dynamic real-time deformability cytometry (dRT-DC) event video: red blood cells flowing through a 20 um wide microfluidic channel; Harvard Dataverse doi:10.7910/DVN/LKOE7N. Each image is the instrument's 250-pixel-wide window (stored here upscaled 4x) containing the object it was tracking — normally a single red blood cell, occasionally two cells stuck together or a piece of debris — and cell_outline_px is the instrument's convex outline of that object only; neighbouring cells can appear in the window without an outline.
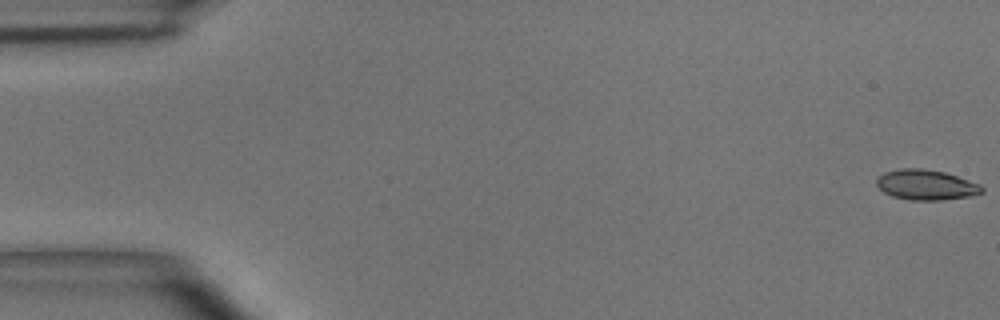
{"species": "common noctule bat (a hibernating species)", "species_latin": "Nyctalus noctula", "temperature_condition": "room temperature", "stored_images_in_passage": 51, "camera_frame_rate_fps": 3000, "um_per_image_px": 0.085, "animal": {"sex": "male", "body_mass_g": 15.6}, "frame": {"image": 1, "passage_image": 1, "time_ms": 0.0, "image_size_px": [1000, 320], "cell_outline_px": [[984, 192], [972, 196], [944, 200], [912, 200], [892, 196], [884, 192], [876, 184], [876, 180], [884, 172], [900, 168], [924, 168], [944, 172], [980, 184], [984, 188]], "centroid_in_image_um": [78.74, 15.71], "position_along_channel_um": 6.3, "area_um2": 18.61}}
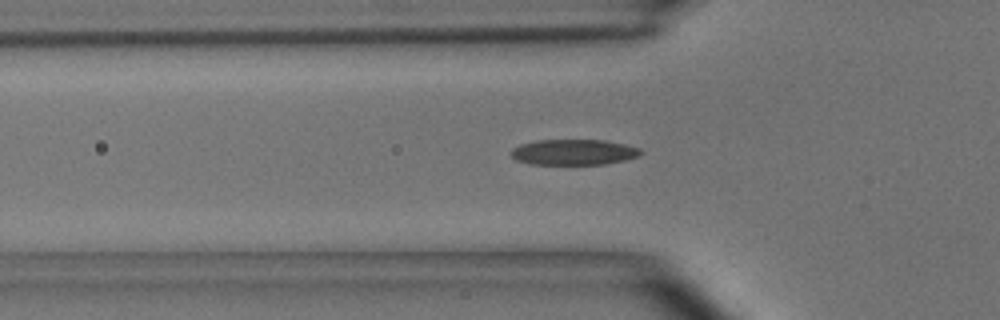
{"frame": {"image": 2, "passage_image": 17, "time_ms": 5.333, "image_size_px": [1000, 320], "cell_outline_px": [[644, 152], [640, 156], [624, 160], [604, 164], [532, 164], [516, 160], [512, 156], [512, 148], [520, 144], [536, 140], [604, 140], [624, 144], [640, 148]], "centroid_in_image_um": [48.79, 12.93], "position_along_channel_um": 77.0, "area_um2": 19.36}}
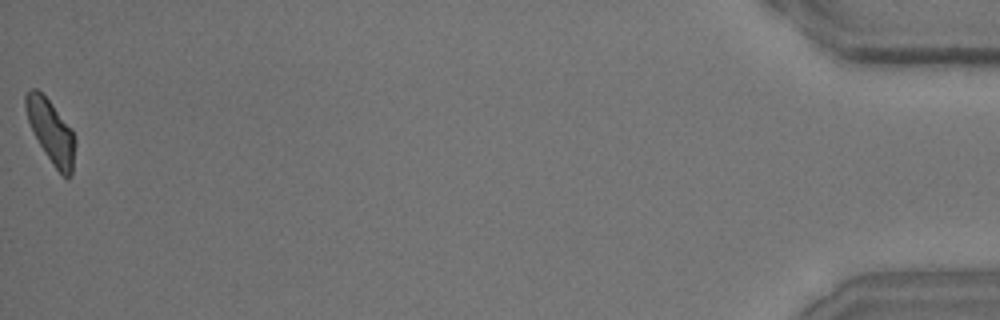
{"frame": {"image": 3, "passage_image": 51, "time_ms": 16.667, "image_size_px": [1000, 320], "cell_outline_px": [[76, 144], [72, 176], [68, 180], [52, 164], [40, 144], [28, 120], [24, 108], [24, 96], [32, 88], [36, 88], [48, 100], [72, 128], [76, 140]], "centroid_in_image_um": [4.37, 11.2], "position_along_channel_um": 430.8, "area_um2": 18.09}, "authors_computed_cell_mechanics": {"area_um2": 18.6694, "velocity_mm_per_s": 3.9647, "shape_relaxation_time_tau1_ms": 3.6585, "shape_relaxation_time_tau2_ms": 2.4235, "deformation_change_tau1": 0.1472, "deformation_change_tau2": 0.1012}}